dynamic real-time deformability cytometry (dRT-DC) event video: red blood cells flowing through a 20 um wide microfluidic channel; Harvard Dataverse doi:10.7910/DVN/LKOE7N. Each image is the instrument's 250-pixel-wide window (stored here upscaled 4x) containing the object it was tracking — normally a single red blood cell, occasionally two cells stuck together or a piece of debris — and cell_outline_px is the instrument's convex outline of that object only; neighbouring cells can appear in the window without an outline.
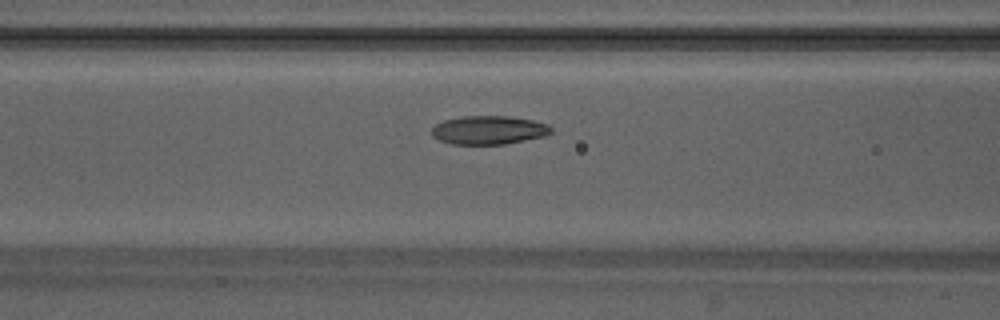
{"species": "Egyptian fruit bat (a non-hibernating species)", "species_latin": "Rousettus aegyptiacus", "temperature_condition": "warm", "stored_images_in_passage": 45, "camera_frame_rate_fps": 3000, "um_per_image_px": 0.085, "animal": {"sex": "male"}, "frame": {"image": 1, "passage_image": 19, "time_ms": 6.0, "image_size_px": [1000, 320], "cell_outline_px": [[552, 132], [544, 136], [504, 144], [452, 144], [440, 140], [432, 136], [432, 128], [436, 124], [444, 120], [464, 116], [508, 116], [532, 120], [548, 124], [552, 128]], "centroid_in_image_um": [41.54, 11.05], "position_along_channel_um": 125.1, "area_um2": 19.77}}
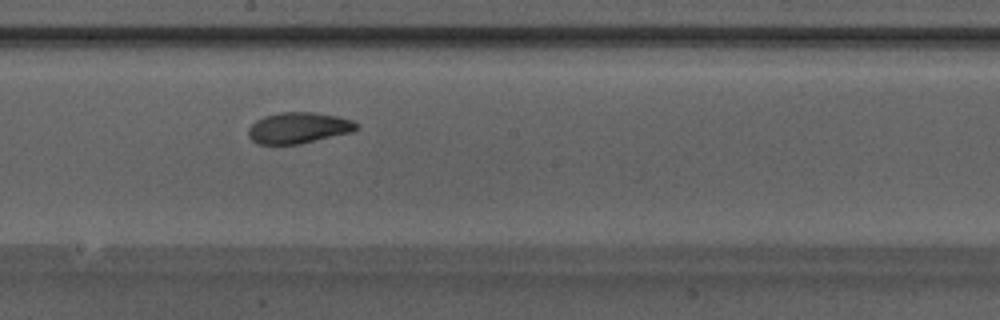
{"frame": {"image": 2, "passage_image": 26, "time_ms": 8.333, "image_size_px": [1000, 320], "cell_outline_px": [[360, 128], [352, 132], [300, 144], [260, 144], [252, 140], [248, 136], [248, 128], [256, 120], [264, 116], [280, 112], [312, 112], [336, 116], [352, 120], [360, 124]], "centroid_in_image_um": [25.39, 10.87], "position_along_channel_um": 222.8, "area_um2": 19.65}}
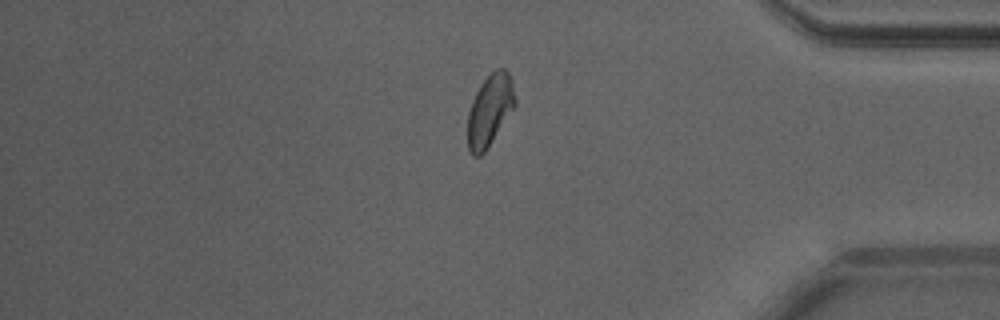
{"frame": {"image": 3, "passage_image": 40, "time_ms": 13.0, "image_size_px": [1000, 320], "cell_outline_px": [[516, 104], [484, 152], [480, 156], [472, 156], [468, 148], [468, 112], [472, 100], [480, 84], [496, 68], [504, 68], [508, 72], [512, 80], [516, 100]], "centroid_in_image_um": [41.63, 9.34], "position_along_channel_um": 393.6, "area_um2": 19.54}}